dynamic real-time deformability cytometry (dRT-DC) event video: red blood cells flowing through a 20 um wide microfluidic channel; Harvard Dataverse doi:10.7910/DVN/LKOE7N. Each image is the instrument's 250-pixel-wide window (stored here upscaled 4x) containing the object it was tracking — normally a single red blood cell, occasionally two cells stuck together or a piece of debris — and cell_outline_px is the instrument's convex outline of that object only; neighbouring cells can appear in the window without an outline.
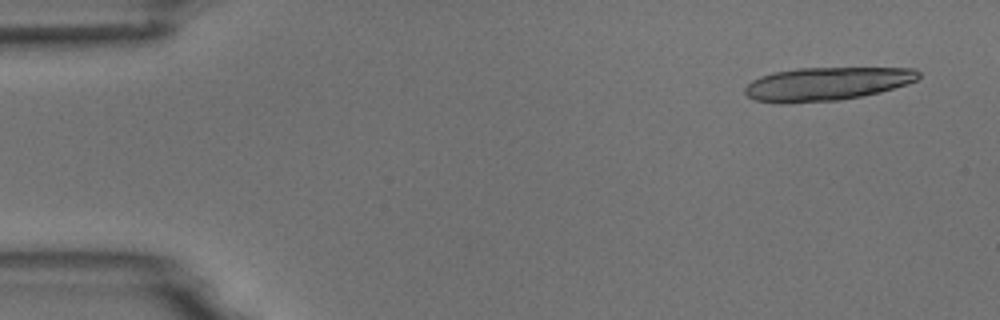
{"species": "common noctule bat (a hibernating species)", "species_latin": "Nyctalus noctula", "temperature_condition": "room temperature", "stored_images_in_passage": 5, "camera_frame_rate_fps": 3000, "um_per_image_px": 0.085, "animal": {"sex": "male", "body_mass_g": 18.8}, "frame": {"image": 1, "passage_image": 1, "time_ms": 0.0, "image_size_px": [1000, 320], "cell_outline_px": [[920, 76], [916, 80], [908, 84], [880, 92], [840, 100], [784, 104], [756, 100], [748, 96], [744, 92], [744, 88], [752, 80], [760, 76], [772, 72], [800, 68], [916, 68], [920, 72]], "centroid_in_image_um": [70.26, 7.13], "position_along_channel_um": 14.7, "area_um2": 33.87}}